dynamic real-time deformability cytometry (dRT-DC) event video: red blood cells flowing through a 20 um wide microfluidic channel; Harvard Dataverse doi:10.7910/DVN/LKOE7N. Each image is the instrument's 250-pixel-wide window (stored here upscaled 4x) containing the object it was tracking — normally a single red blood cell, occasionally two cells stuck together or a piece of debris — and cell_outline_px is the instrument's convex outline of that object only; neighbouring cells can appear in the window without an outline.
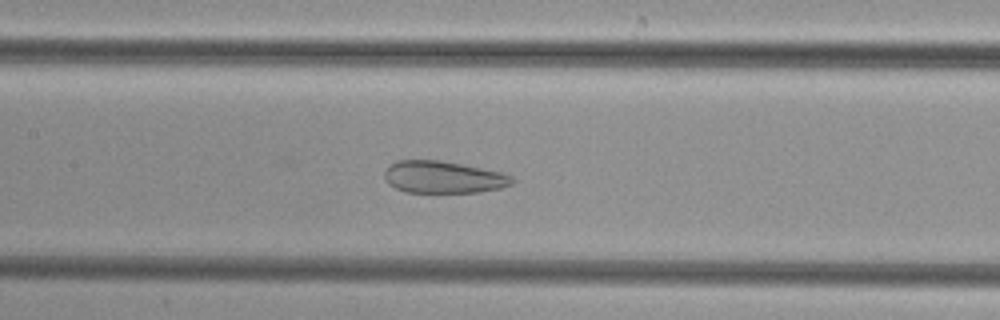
{"species": "common noctule bat (a hibernating species)", "species_latin": "Nyctalus noctula", "temperature_condition": "cold", "stored_images_in_passage": 41, "camera_frame_rate_fps": 3000, "um_per_image_px": 0.085, "animal": {"sex": "female", "body_mass_g": 29.2, "forearm_length_mm": 56.3}, "frame": {"image": 1, "passage_image": 23, "time_ms": 7.333, "image_size_px": [1000, 320], "cell_outline_px": [[516, 180], [512, 184], [500, 188], [480, 192], [404, 192], [388, 184], [384, 180], [384, 172], [396, 160], [440, 160], [504, 172], [512, 176]], "centroid_in_image_um": [37.7, 15.06], "position_along_channel_um": 169.7, "area_um2": 24.04}}
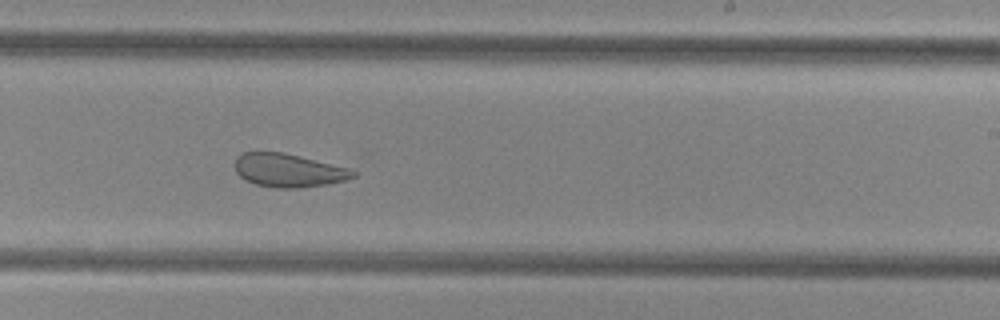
{"frame": {"image": 2, "passage_image": 30, "time_ms": 9.667, "image_size_px": [1000, 320], "cell_outline_px": [[356, 176], [344, 180], [328, 184], [300, 188], [276, 188], [256, 184], [244, 180], [236, 172], [236, 156], [244, 152], [284, 152], [348, 168], [356, 172]], "centroid_in_image_um": [24.5, 14.48], "position_along_channel_um": 264.5, "area_um2": 22.89}}
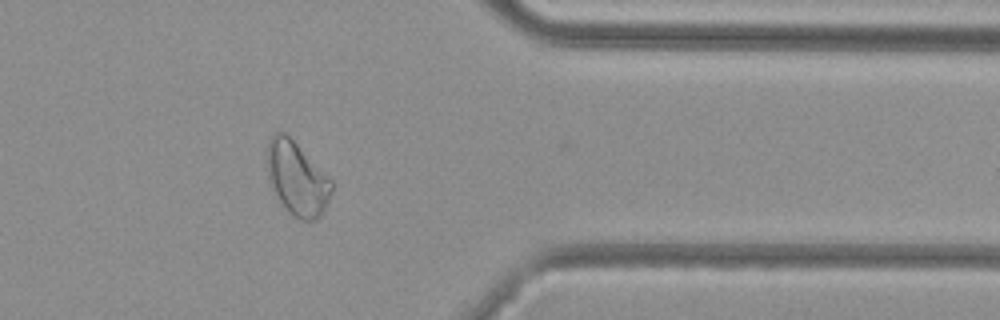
{"frame": {"image": 3, "passage_image": 40, "time_ms": 13.0, "image_size_px": [1000, 320], "cell_outline_px": [[332, 188], [328, 200], [320, 216], [316, 220], [300, 220], [292, 216], [288, 212], [276, 196], [268, 180], [268, 140], [276, 132], [284, 132], [332, 180]], "centroid_in_image_um": [25.23, 15.21], "position_along_channel_um": 386.2, "area_um2": 27.11}}